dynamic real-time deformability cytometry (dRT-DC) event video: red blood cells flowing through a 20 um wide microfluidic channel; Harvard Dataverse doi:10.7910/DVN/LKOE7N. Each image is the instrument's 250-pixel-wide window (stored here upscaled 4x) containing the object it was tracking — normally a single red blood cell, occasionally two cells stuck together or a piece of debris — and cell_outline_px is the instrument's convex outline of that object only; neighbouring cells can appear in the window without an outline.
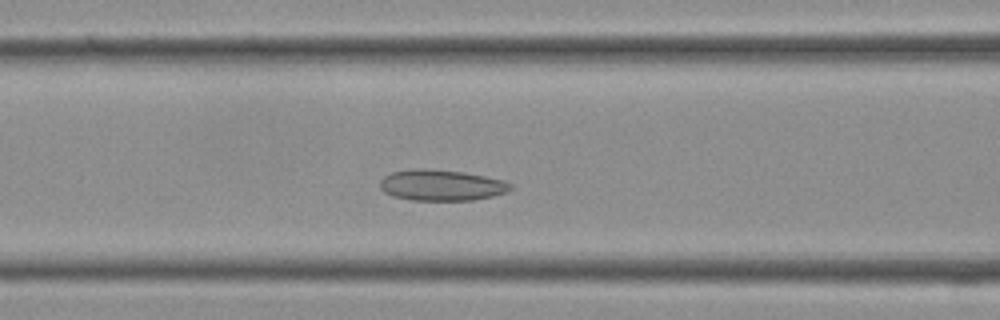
{"species": "Egyptian fruit bat (a non-hibernating species)", "species_latin": "Rousettus aegyptiacus", "temperature_condition": "cold", "stored_images_in_passage": 35, "camera_frame_rate_fps": 3000, "um_per_image_px": 0.085, "frame": {"image": 1, "passage_image": 12, "time_ms": 3.667, "image_size_px": [1000, 320], "cell_outline_px": [[512, 188], [508, 192], [492, 196], [472, 200], [412, 200], [392, 196], [384, 192], [380, 188], [380, 180], [384, 176], [392, 172], [412, 168], [424, 168], [464, 172], [504, 180], [512, 184]], "centroid_in_image_um": [37.51, 15.73], "position_along_channel_um": 129.1, "area_um2": 23.7}}
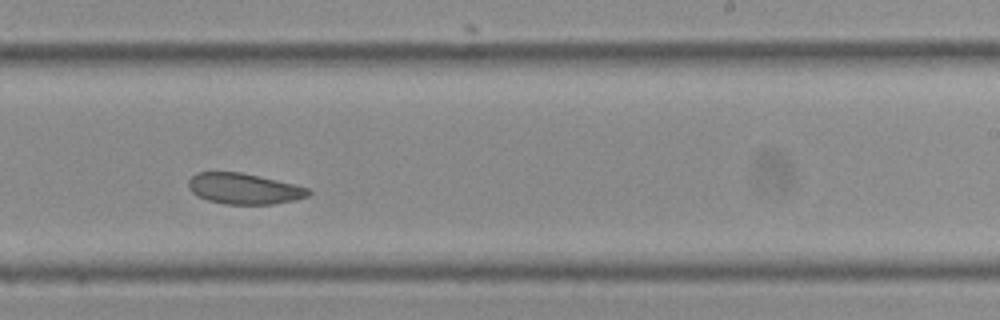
{"frame": {"image": 2, "passage_image": 20, "time_ms": 6.333, "image_size_px": [1000, 320], "cell_outline_px": [[312, 192], [308, 196], [296, 200], [272, 204], [224, 204], [208, 200], [196, 196], [188, 188], [188, 180], [196, 172], [240, 172], [296, 184], [308, 188]], "centroid_in_image_um": [20.74, 16.04], "position_along_channel_um": 268.3, "area_um2": 21.68}}
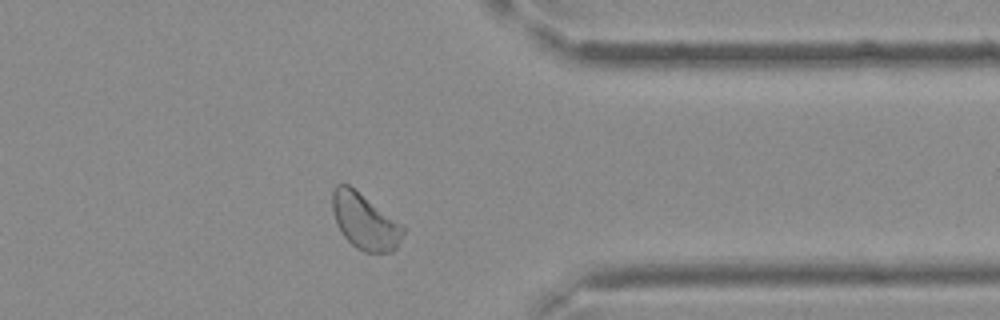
{"frame": {"image": 3, "passage_image": 27, "time_ms": 8.667, "image_size_px": [1000, 320], "cell_outline_px": [[404, 232], [396, 248], [392, 252], [364, 252], [356, 248], [344, 236], [336, 224], [332, 212], [332, 192], [336, 184], [348, 184], [400, 224], [404, 228]], "centroid_in_image_um": [30.96, 18.83], "position_along_channel_um": 380.4, "area_um2": 22.54}}